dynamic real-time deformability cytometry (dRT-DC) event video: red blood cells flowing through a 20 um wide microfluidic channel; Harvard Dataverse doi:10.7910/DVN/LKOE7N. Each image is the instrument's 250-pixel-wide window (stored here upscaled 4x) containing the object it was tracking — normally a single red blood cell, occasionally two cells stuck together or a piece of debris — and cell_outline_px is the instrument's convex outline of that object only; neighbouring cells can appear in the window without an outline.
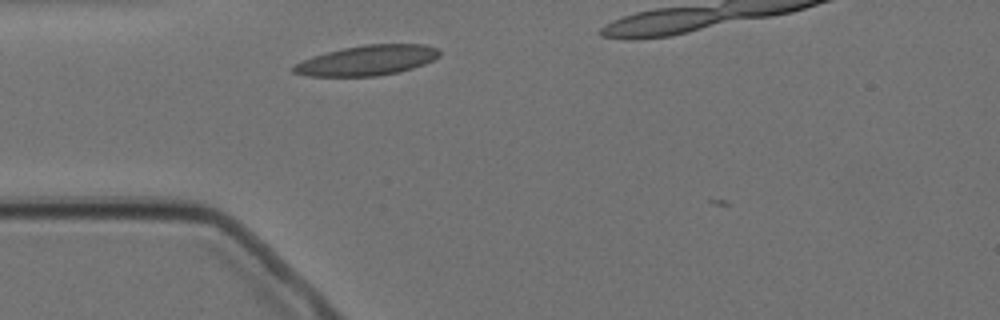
{"species": "Egyptian fruit bat (a non-hibernating species)", "species_latin": "Rousettus aegyptiacus", "temperature_condition": "cold", "stored_images_in_passage": 3, "camera_frame_rate_fps": 3000, "um_per_image_px": 0.085, "animal": {"sex": "female"}, "frame": {"image": 1, "passage_image": 2, "time_ms": 1.0, "image_size_px": [1000, 320], "cell_outline_px": [[440, 56], [424, 64], [412, 68], [396, 72], [376, 76], [308, 76], [292, 72], [292, 68], [296, 64], [312, 56], [344, 48], [364, 44], [424, 44], [436, 48], [440, 52]], "centroid_in_image_um": [31.21, 5.13], "position_along_channel_um": 53.8, "area_um2": 25.32}}